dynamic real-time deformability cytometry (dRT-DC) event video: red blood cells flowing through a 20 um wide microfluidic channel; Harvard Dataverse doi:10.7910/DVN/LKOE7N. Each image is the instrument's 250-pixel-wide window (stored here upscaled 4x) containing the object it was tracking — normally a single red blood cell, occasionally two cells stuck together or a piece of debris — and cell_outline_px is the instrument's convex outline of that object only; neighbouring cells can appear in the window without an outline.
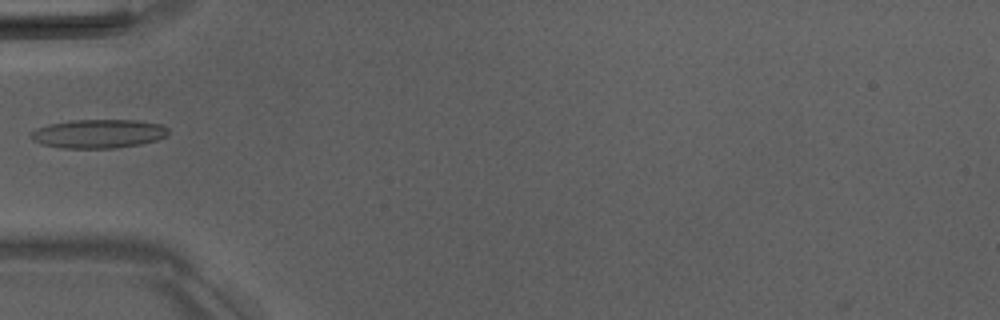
{"species": "Egyptian fruit bat (a non-hibernating species)", "species_latin": "Rousettus aegyptiacus", "temperature_condition": "room temperature", "stored_images_in_passage": 5, "camera_frame_rate_fps": 3000, "um_per_image_px": 0.085, "animal": {"sex": "male"}, "frame": {"image": 1, "passage_image": 4, "time_ms": 3.333, "image_size_px": [1000, 320], "cell_outline_px": [[168, 132], [164, 136], [156, 140], [140, 144], [116, 148], [60, 148], [40, 144], [32, 140], [28, 136], [36, 128], [48, 124], [72, 120], [136, 120], [160, 124], [168, 128]], "centroid_in_image_um": [8.31, 11.37], "position_along_channel_um": 76.7, "area_um2": 23.12}}